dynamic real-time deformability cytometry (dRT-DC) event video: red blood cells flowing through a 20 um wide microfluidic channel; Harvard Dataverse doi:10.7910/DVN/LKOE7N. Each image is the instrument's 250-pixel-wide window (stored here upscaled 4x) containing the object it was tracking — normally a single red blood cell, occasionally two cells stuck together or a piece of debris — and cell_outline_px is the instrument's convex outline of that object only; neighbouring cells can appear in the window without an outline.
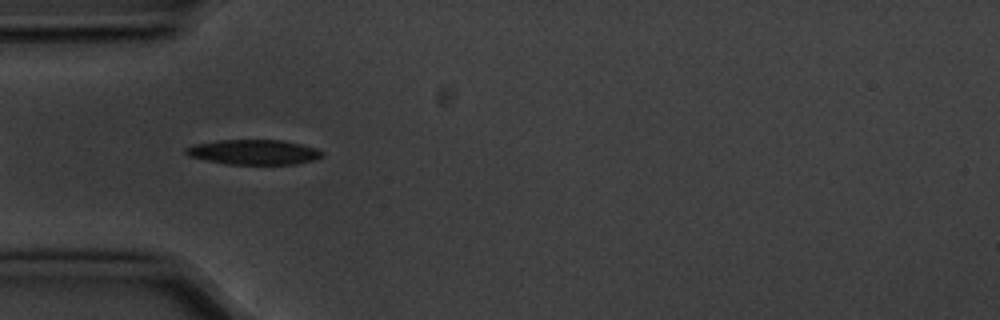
{"species": "common noctule bat (a hibernating species)", "species_latin": "Nyctalus noctula", "temperature_condition": "cold", "stored_images_in_passage": 11, "camera_frame_rate_fps": 3000, "um_per_image_px": 0.085, "animal": {"sex": "male", "body_mass_g": 20.1, "forearm_length_mm": 53.5}, "frame": {"image": 1, "passage_image": 5, "time_ms": 1.333, "image_size_px": [1000, 320], "cell_outline_px": [[324, 156], [312, 160], [296, 164], [224, 164], [188, 156], [184, 152], [184, 148], [192, 144], [220, 140], [280, 140], [300, 144], [316, 148], [324, 152]], "centroid_in_image_um": [21.53, 12.93], "position_along_channel_um": 63.5, "area_um2": 19.88}}
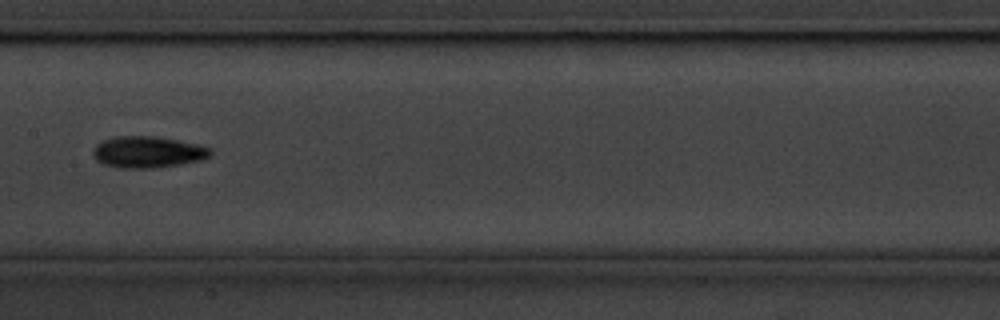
{"frame": {"image": 2, "passage_image": 8, "time_ms": 2.333, "image_size_px": [1000, 320], "cell_outline_px": [[212, 156], [200, 160], [180, 164], [152, 168], [120, 168], [104, 164], [96, 160], [92, 156], [92, 148], [96, 144], [104, 140], [116, 136], [152, 136], [176, 140], [196, 144], [212, 148]], "centroid_in_image_um": [12.53, 12.93], "position_along_channel_um": 194.9, "area_um2": 21.56}}